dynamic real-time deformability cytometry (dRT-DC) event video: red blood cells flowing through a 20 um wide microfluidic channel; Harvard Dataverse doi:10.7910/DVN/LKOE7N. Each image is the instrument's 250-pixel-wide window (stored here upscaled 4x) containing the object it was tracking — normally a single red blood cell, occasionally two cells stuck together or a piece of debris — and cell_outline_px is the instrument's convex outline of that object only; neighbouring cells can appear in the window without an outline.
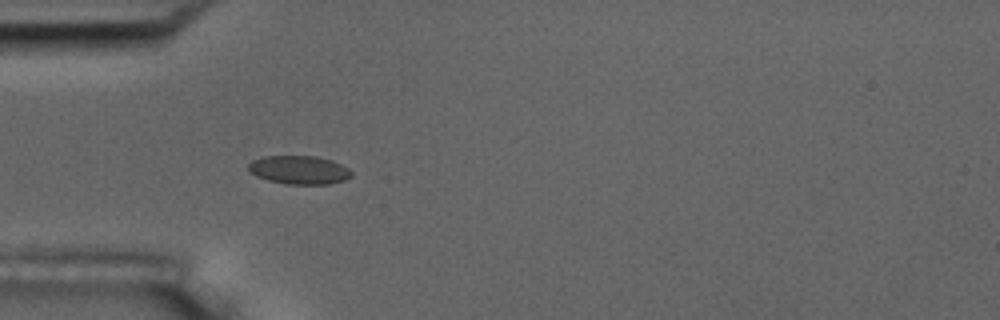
{"species": "common noctule bat (a hibernating species)", "species_latin": "Nyctalus noctula", "temperature_condition": "room temperature", "stored_images_in_passage": 8, "camera_frame_rate_fps": 3000, "um_per_image_px": 0.085, "animal": {"sex": "male", "body_mass_g": 17.5, "forearm_length_mm": 52.3}, "frame": {"image": 1, "passage_image": 6, "time_ms": 5.667, "image_size_px": [1000, 320], "cell_outline_px": [[352, 176], [344, 180], [328, 184], [284, 184], [268, 180], [256, 176], [248, 172], [248, 164], [252, 160], [264, 156], [316, 156], [332, 160], [348, 168], [352, 172]], "centroid_in_image_um": [25.4, 14.44], "position_along_channel_um": 59.6, "area_um2": 17.22}}